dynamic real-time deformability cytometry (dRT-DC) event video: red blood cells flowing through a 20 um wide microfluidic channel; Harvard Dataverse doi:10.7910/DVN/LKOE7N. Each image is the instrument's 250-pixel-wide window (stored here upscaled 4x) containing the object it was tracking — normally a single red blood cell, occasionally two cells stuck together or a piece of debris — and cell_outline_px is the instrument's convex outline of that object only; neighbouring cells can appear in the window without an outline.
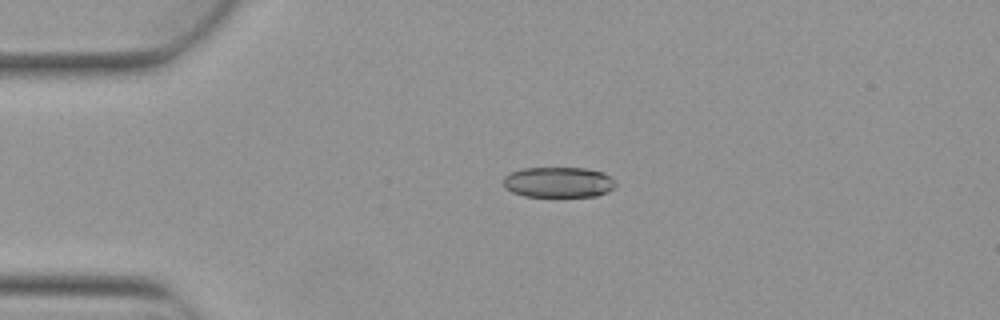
{"species": "Egyptian fruit bat (a non-hibernating species)", "species_latin": "Rousettus aegyptiacus", "temperature_condition": "warm", "stored_images_in_passage": 2, "camera_frame_rate_fps": 3000, "um_per_image_px": 0.085, "animal": {"sex": "female"}, "frame": {"image": 1, "passage_image": 1, "time_ms": 0.0, "image_size_px": [1000, 320], "cell_outline_px": [[616, 184], [612, 188], [596, 196], [524, 196], [512, 192], [504, 188], [504, 176], [512, 172], [524, 168], [584, 168], [604, 172], [612, 176]], "centroid_in_image_um": [47.46, 15.48], "position_along_channel_um": 37.5, "area_um2": 19.88}}